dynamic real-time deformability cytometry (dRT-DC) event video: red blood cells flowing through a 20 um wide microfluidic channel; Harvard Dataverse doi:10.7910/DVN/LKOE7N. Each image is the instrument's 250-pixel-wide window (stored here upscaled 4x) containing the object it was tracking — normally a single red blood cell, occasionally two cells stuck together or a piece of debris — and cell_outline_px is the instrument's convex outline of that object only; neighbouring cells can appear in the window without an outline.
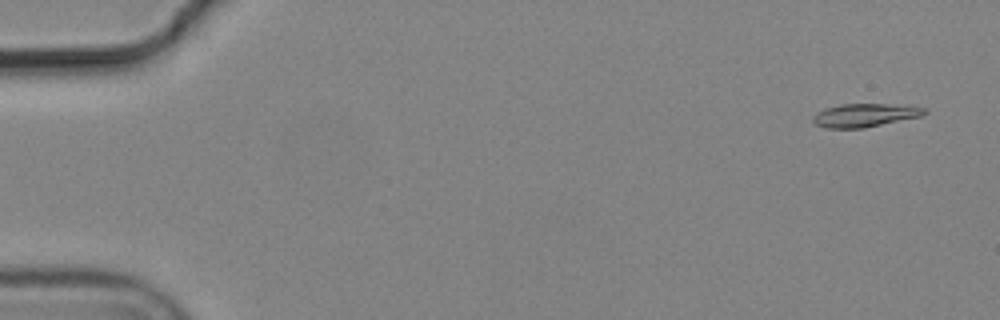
{"species": "common noctule bat (a hibernating species)", "species_latin": "Nyctalus noctula", "temperature_condition": "cold", "stored_images_in_passage": 5, "camera_frame_rate_fps": 3000, "um_per_image_px": 0.085, "animal": {"sex": "male", "body_mass_g": 19.2, "forearm_length_mm": 51.8}, "frame": {"image": 1, "passage_image": 1, "time_ms": 0.0, "image_size_px": [1000, 320], "cell_outline_px": [[928, 112], [920, 116], [864, 128], [824, 128], [816, 124], [812, 120], [812, 116], [816, 112], [824, 108], [840, 104], [888, 104], [928, 108]], "centroid_in_image_um": [73.46, 9.79], "position_along_channel_um": 11.5, "area_um2": 15.14}}
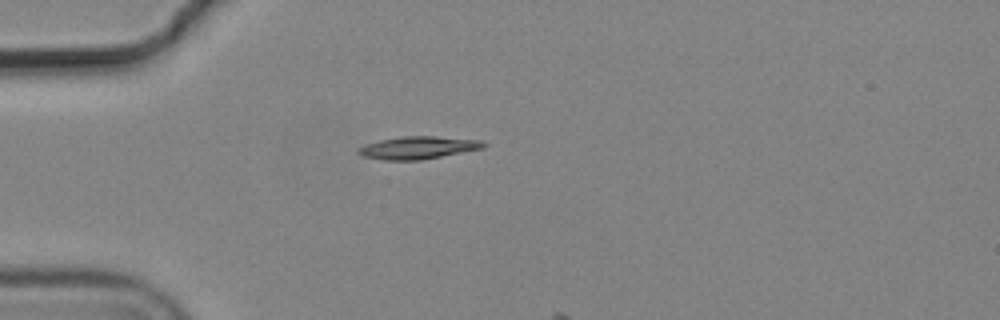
{"frame": {"image": 2, "passage_image": 4, "time_ms": 1.0, "image_size_px": [1000, 320], "cell_outline_px": [[488, 144], [484, 148], [420, 160], [384, 160], [364, 156], [356, 152], [356, 148], [364, 144], [380, 140], [404, 136], [436, 136], [480, 140]], "centroid_in_image_um": [35.52, 12.55], "position_along_channel_um": 49.5, "area_um2": 16.47}}